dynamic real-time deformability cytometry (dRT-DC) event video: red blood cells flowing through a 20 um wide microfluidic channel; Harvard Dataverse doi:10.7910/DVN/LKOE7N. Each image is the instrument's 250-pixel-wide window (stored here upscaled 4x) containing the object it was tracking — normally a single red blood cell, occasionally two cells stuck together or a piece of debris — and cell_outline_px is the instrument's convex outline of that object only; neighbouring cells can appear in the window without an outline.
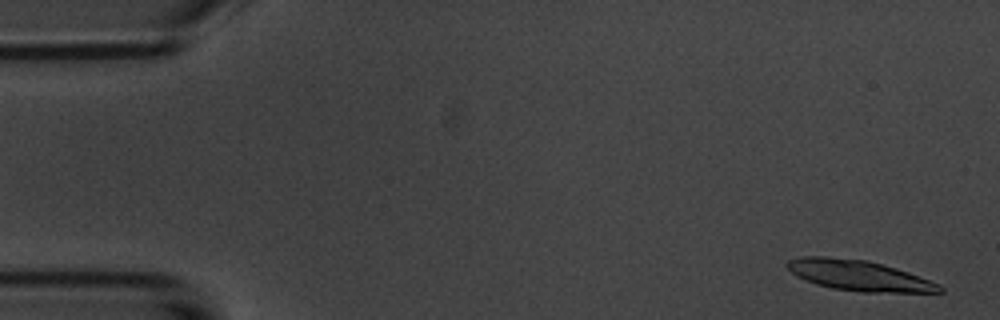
{"species": "common noctule bat (a hibernating species)", "species_latin": "Nyctalus noctula", "temperature_condition": "room temperature", "stored_images_in_passage": 6, "camera_frame_rate_fps": 3000, "um_per_image_px": 0.085, "animal": {"sex": "male", "body_mass_g": 20.1, "forearm_length_mm": 53.5}, "frame": {"image": 1, "passage_image": 1, "time_ms": 0.0, "image_size_px": [1000, 320], "cell_outline_px": [[944, 292], [864, 292], [832, 288], [816, 284], [796, 276], [784, 264], [788, 260], [800, 256], [828, 256], [868, 260], [896, 268], [908, 272], [940, 284], [944, 288]], "centroid_in_image_um": [72.98, 23.4], "position_along_channel_um": 12.0, "area_um2": 27.11}}